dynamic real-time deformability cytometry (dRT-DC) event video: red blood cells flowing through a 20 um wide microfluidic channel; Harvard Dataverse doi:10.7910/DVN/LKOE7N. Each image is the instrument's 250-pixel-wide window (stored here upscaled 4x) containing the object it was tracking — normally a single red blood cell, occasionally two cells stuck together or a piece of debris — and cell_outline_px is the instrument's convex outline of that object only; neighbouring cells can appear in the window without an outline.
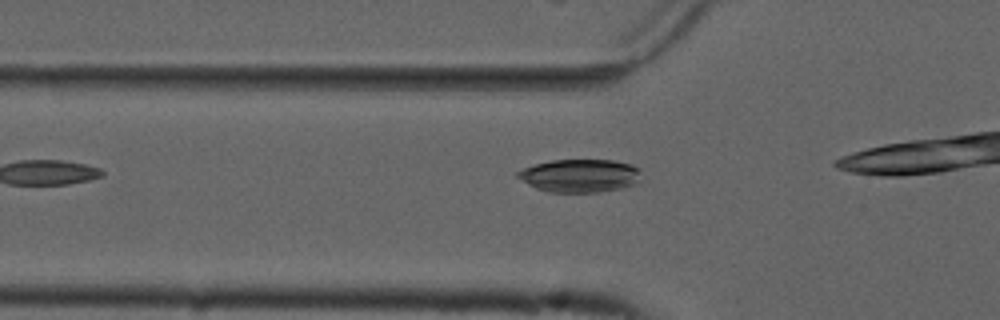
{"species": "common noctule bat (a hibernating species)", "species_latin": "Nyctalus noctula", "temperature_condition": "cold", "stored_images_in_passage": 7, "camera_frame_rate_fps": 3000, "um_per_image_px": 0.085, "animal": {"sex": "male", "forearm_length_mm": 52.5}, "frame": {"image": 1, "passage_image": 2, "time_ms": 0.333, "image_size_px": [1000, 320], "cell_outline_px": [[636, 180], [632, 184], [620, 188], [596, 192], [548, 192], [536, 188], [528, 184], [516, 176], [516, 172], [524, 168], [536, 164], [552, 160], [612, 160], [632, 164], [636, 168]], "centroid_in_image_um": [49.19, 14.93], "position_along_channel_um": 76.6, "area_um2": 23.24}}
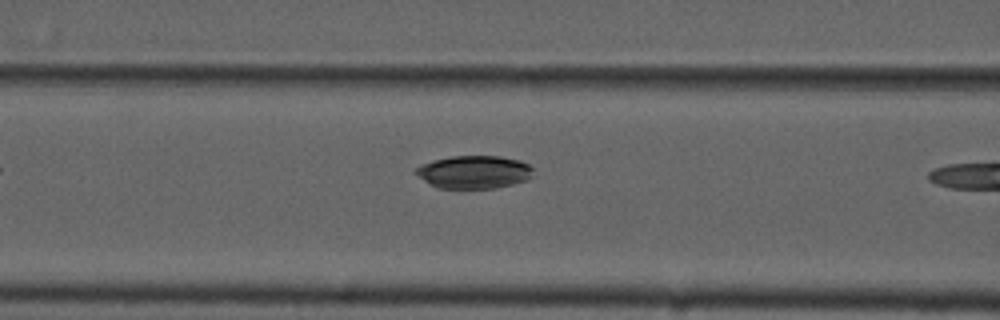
{"frame": {"image": 2, "passage_image": 6, "time_ms": 1.667, "image_size_px": [1000, 320], "cell_outline_px": [[532, 176], [524, 180], [512, 184], [496, 188], [436, 188], [424, 180], [416, 172], [416, 168], [420, 164], [432, 160], [452, 156], [500, 156], [520, 160], [528, 164], [532, 168]], "centroid_in_image_um": [40.28, 14.61], "position_along_channel_um": 126.3, "area_um2": 22.43}}